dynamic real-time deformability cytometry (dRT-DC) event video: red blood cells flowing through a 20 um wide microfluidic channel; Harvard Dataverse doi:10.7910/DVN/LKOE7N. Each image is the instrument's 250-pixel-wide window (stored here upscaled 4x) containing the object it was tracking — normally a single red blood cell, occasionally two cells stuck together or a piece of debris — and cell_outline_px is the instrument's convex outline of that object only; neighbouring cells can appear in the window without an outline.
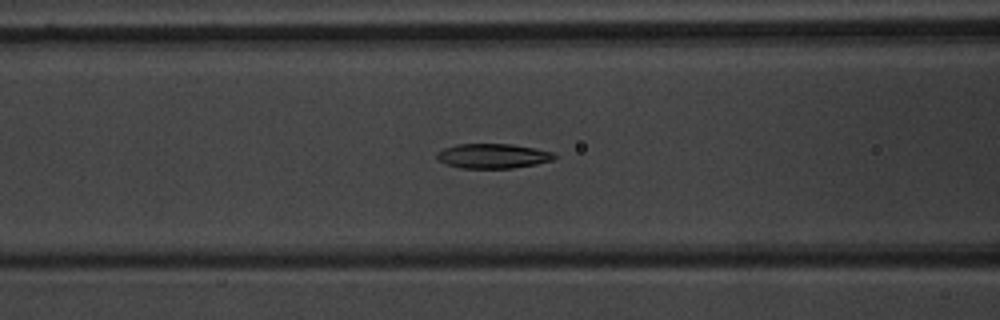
{"species": "common noctule bat (a hibernating species)", "species_latin": "Nyctalus noctula", "temperature_condition": "warm", "stored_images_in_passage": 57, "segment_of_instrument_passage": [1, 2], "camera_frame_rate_fps": 3000, "um_per_image_px": 0.085, "animal": {"sex": "male", "body_mass_g": 20.1, "forearm_length_mm": 53.5}, "frame": {"image": 1, "passage_image": 24, "time_ms": 7.667, "image_size_px": [1000, 320], "cell_outline_px": [[556, 156], [552, 160], [536, 164], [512, 168], [460, 168], [436, 160], [436, 152], [444, 148], [456, 144], [512, 144], [536, 148], [556, 152]], "centroid_in_image_um": [41.89, 13.25], "position_along_channel_um": 124.7, "area_um2": 17.05}}
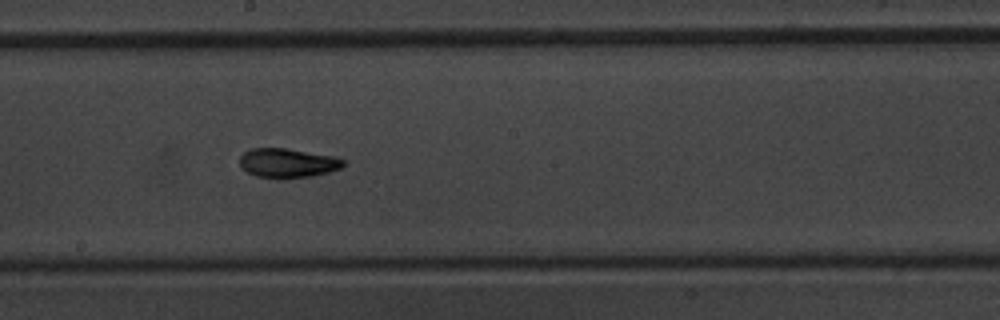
{"frame": {"image": 2, "passage_image": 32, "time_ms": 10.333, "image_size_px": [1000, 320], "cell_outline_px": [[344, 164], [340, 168], [328, 172], [312, 176], [284, 180], [280, 180], [256, 176], [248, 172], [240, 164], [240, 156], [244, 152], [252, 148], [288, 148], [332, 156], [344, 160]], "centroid_in_image_um": [24.43, 13.87], "position_along_channel_um": 223.8, "area_um2": 17.86}}
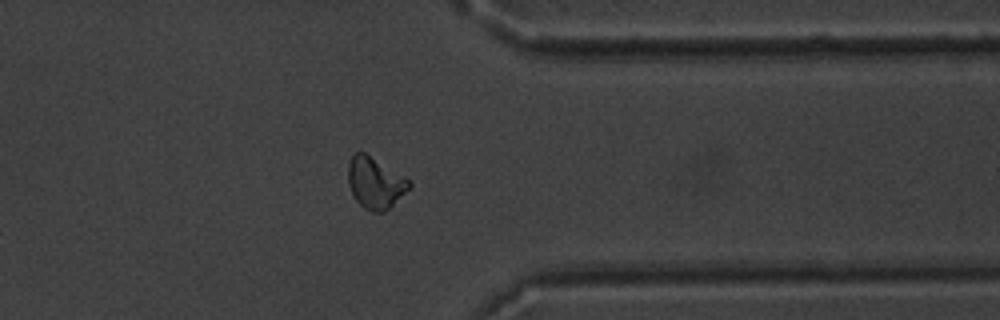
{"frame": {"image": 3, "passage_image": 45, "time_ms": 14.667, "image_size_px": [1000, 320], "cell_outline_px": [[412, 184], [384, 212], [372, 212], [364, 208], [356, 200], [348, 184], [348, 164], [352, 156], [356, 152], [364, 152], [412, 180]], "centroid_in_image_um": [31.88, 15.53], "position_along_channel_um": 379.5, "area_um2": 18.03}}